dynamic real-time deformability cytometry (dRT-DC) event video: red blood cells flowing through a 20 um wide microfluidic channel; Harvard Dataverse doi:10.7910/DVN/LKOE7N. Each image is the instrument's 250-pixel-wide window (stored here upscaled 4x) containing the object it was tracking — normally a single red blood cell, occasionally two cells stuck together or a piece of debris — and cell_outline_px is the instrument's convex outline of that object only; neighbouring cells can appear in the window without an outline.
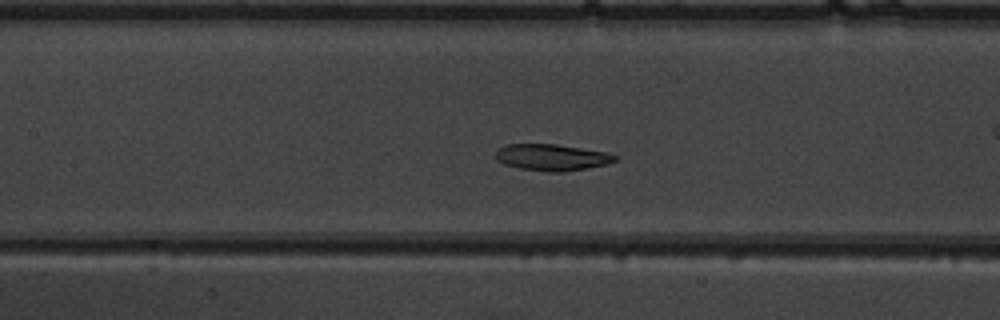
{"species": "common noctule bat (a hibernating species)", "species_latin": "Nyctalus noctula", "temperature_condition": "warm", "stored_images_in_passage": 37, "camera_frame_rate_fps": 3000, "um_per_image_px": 0.085, "animal": {"sex": "male", "body_mass_g": 19.5, "forearm_length_mm": 54.6}, "frame": {"image": 1, "passage_image": 9, "time_ms": 2.667, "image_size_px": [1000, 320], "cell_outline_px": [[616, 160], [608, 164], [588, 168], [560, 172], [548, 172], [520, 168], [504, 164], [496, 160], [496, 152], [500, 148], [508, 144], [556, 144], [608, 152], [616, 156]], "centroid_in_image_um": [46.92, 13.37], "position_along_channel_um": 160.5, "area_um2": 18.38}}
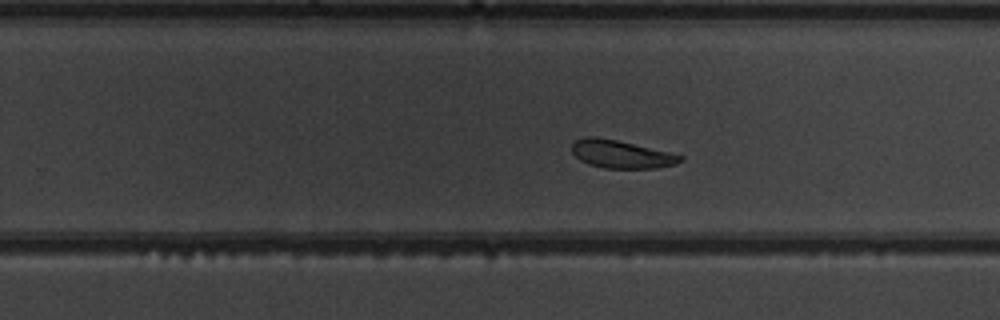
{"frame": {"image": 2, "passage_image": 18, "time_ms": 5.667, "image_size_px": [1000, 320], "cell_outline_px": [[684, 160], [676, 164], [656, 168], [604, 168], [588, 164], [580, 160], [572, 152], [572, 144], [576, 140], [584, 136], [596, 136], [616, 140], [668, 152], [684, 156]], "centroid_in_image_um": [52.79, 13.11], "position_along_channel_um": 277.0, "area_um2": 17.57}}
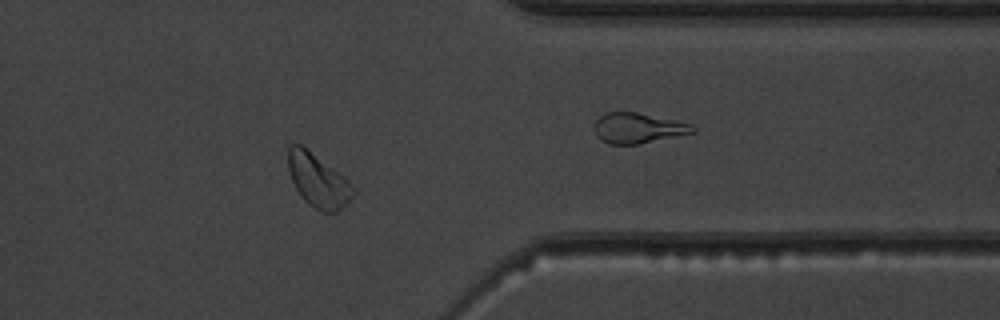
{"frame": {"image": 3, "passage_image": 27, "time_ms": 8.667, "image_size_px": [1000, 320], "cell_outline_px": [[356, 192], [336, 212], [320, 212], [308, 204], [300, 196], [288, 172], [288, 148], [292, 144], [300, 144], [344, 176], [352, 184]], "centroid_in_image_um": [27.01, 15.35], "position_along_channel_um": 384.4, "area_um2": 20.0}, "authors_computed_cell_mechanics": {"area_um2": 19.1318, "velocity_mm_per_s": 3.8994, "shape_relaxation_time_tau1_ms": 2.226, "shape_relaxation_time_tau2_ms": 3.3958, "deformation_change_tau1": 0.0821, "deformation_change_tau2": 0.0901}}